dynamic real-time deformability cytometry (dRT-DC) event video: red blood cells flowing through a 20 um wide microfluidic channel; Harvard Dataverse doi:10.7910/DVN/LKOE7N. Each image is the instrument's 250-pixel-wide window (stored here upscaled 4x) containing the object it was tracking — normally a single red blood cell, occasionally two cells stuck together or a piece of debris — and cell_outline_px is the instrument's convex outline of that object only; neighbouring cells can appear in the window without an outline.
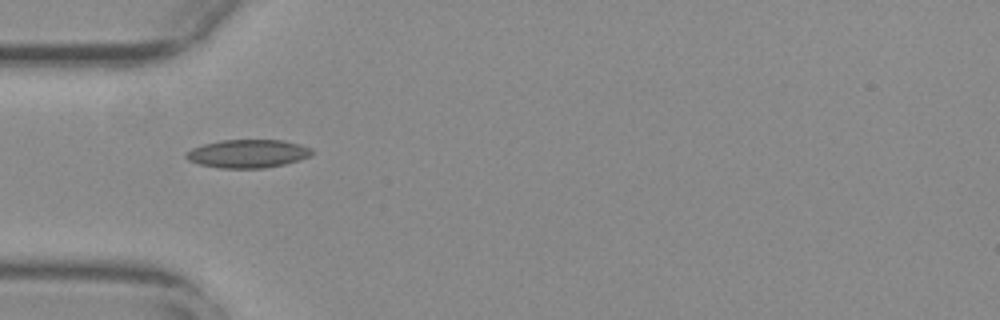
{"species": "common noctule bat (a hibernating species)", "species_latin": "Nyctalus noctula", "temperature_condition": "warm", "stored_images_in_passage": 39, "camera_frame_rate_fps": 3000, "um_per_image_px": 0.085, "animal": {"sex": "female", "body_mass_g": 29.2, "forearm_length_mm": 56.3}, "frame": {"image": 1, "passage_image": 1, "time_ms": 0.0, "image_size_px": [1000, 320], "cell_outline_px": [[312, 156], [284, 164], [264, 168], [220, 168], [200, 164], [188, 160], [184, 156], [184, 152], [192, 148], [204, 144], [220, 140], [280, 140], [300, 144], [312, 148]], "centroid_in_image_um": [21.05, 13.06], "position_along_channel_um": 64.0, "area_um2": 20.75}}
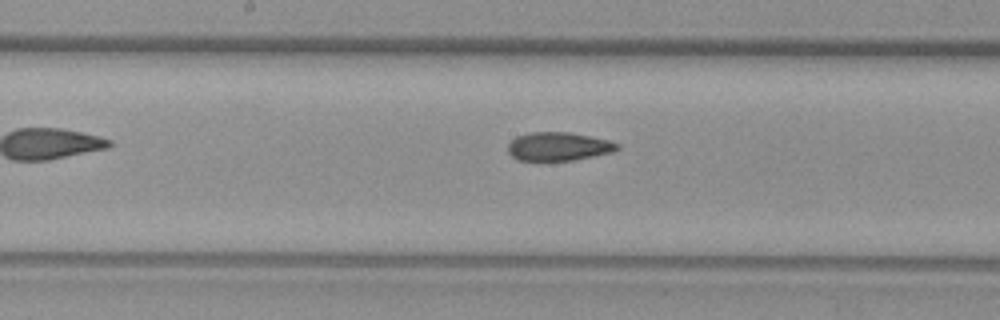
{"frame": {"image": 2, "passage_image": 12, "time_ms": 3.667, "image_size_px": [1000, 320], "cell_outline_px": [[620, 148], [612, 152], [572, 160], [516, 160], [508, 152], [508, 144], [516, 136], [532, 132], [568, 132], [608, 140], [620, 144]], "centroid_in_image_um": [47.45, 12.44], "position_along_channel_um": 200.7, "area_um2": 17.98}}
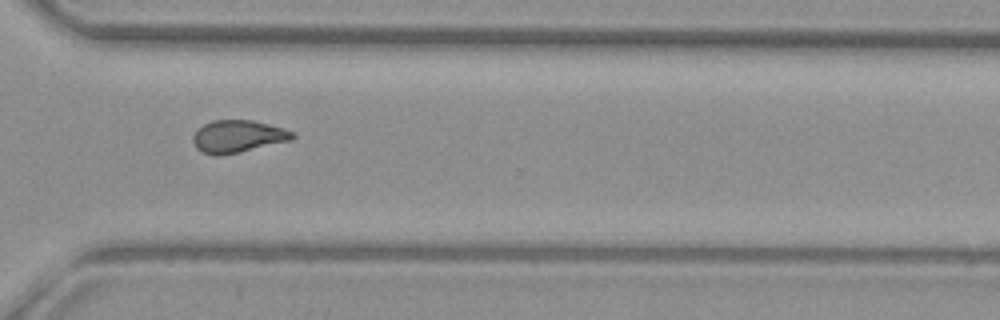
{"frame": {"image": 3, "passage_image": 24, "time_ms": 7.667, "image_size_px": [1000, 320], "cell_outline_px": [[296, 136], [292, 140], [240, 152], [220, 156], [212, 156], [200, 152], [196, 148], [192, 140], [192, 136], [204, 124], [212, 120], [252, 120], [284, 128], [296, 132]], "centroid_in_image_um": [20.23, 11.61], "position_along_channel_um": 350.4, "area_um2": 19.02}, "authors_computed_cell_mechanics": {"area_um2": 18.6694, "velocity_mm_per_s": 3.7452, "shape_relaxation_time_tau1_ms": null, "shape_relaxation_time_tau2_ms": 2.4113, "deformation_change_tau1": null, "deformation_change_tau2": 0.083}}